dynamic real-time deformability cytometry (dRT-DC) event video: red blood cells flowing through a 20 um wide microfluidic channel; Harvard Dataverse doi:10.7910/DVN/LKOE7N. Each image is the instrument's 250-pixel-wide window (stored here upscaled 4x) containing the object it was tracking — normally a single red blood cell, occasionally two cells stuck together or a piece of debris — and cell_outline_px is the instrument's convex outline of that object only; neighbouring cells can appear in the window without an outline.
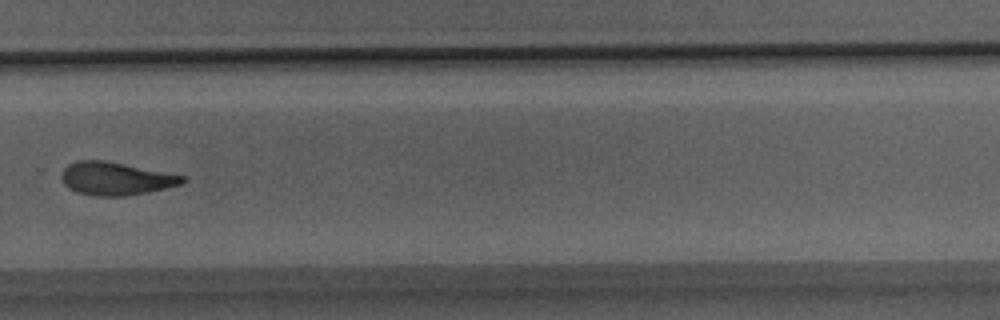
{"species": "Egyptian fruit bat (a non-hibernating species)", "species_latin": "Rousettus aegyptiacus", "temperature_condition": "room temperature", "stored_images_in_passage": 30, "camera_frame_rate_fps": 3000, "um_per_image_px": 0.085, "animal": {"sex": "male"}, "frame": {"image": 1, "passage_image": 20, "time_ms": 6.333, "image_size_px": [1000, 320], "cell_outline_px": [[188, 180], [180, 184], [164, 188], [124, 196], [96, 196], [76, 192], [68, 188], [64, 184], [60, 176], [60, 172], [68, 164], [76, 160], [104, 160], [184, 176]], "centroid_in_image_um": [9.76, 15.17], "position_along_channel_um": 320.0, "area_um2": 23.06}}
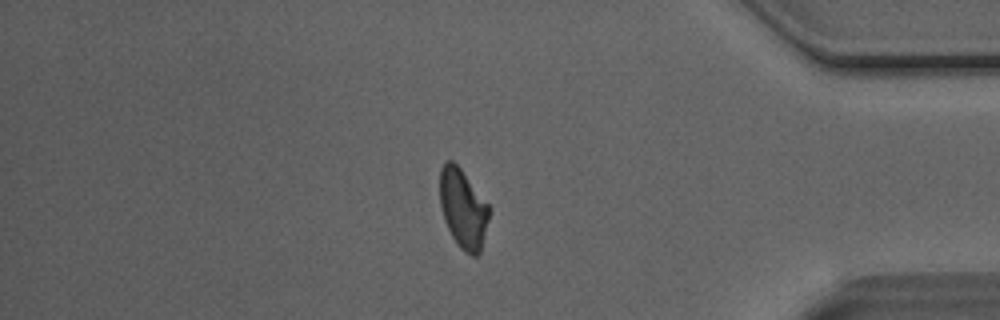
{"frame": {"image": 2, "passage_image": 25, "time_ms": 8.0, "image_size_px": [1000, 320], "cell_outline_px": [[488, 220], [480, 252], [476, 256], [472, 256], [464, 252], [456, 244], [444, 220], [440, 204], [440, 168], [448, 160], [452, 160], [460, 168], [488, 204]], "centroid_in_image_um": [39.34, 17.75], "position_along_channel_um": 395.9, "area_um2": 22.43}}
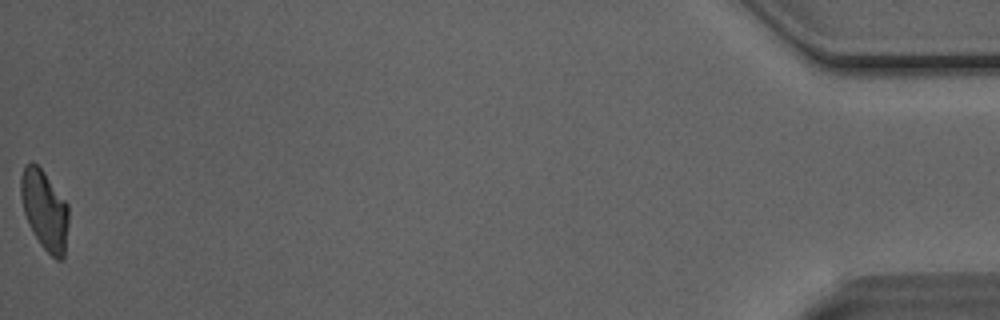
{"frame": {"image": 3, "passage_image": 30, "time_ms": 9.667, "image_size_px": [1000, 320], "cell_outline_px": [[68, 224], [64, 260], [56, 260], [40, 244], [28, 224], [24, 212], [20, 196], [20, 176], [24, 164], [32, 160], [44, 172], [68, 204]], "centroid_in_image_um": [3.78, 17.84], "position_along_channel_um": 431.4, "area_um2": 22.37}}